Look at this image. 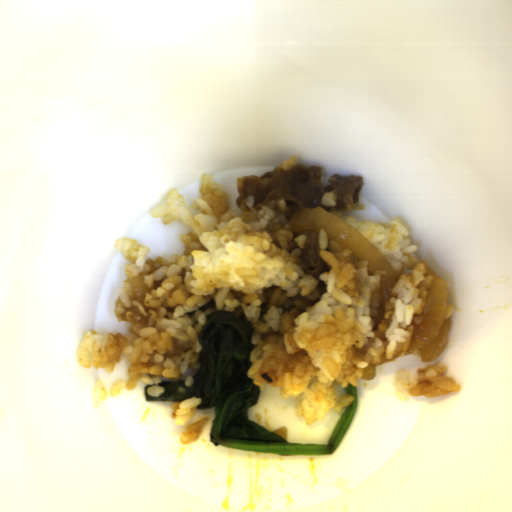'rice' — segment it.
<instances>
[{
    "label": "rice",
    "instance_id": "1",
    "mask_svg": "<svg viewBox=\"0 0 512 512\" xmlns=\"http://www.w3.org/2000/svg\"><path fill=\"white\" fill-rule=\"evenodd\" d=\"M197 198L186 204L178 188L167 191V204L153 218L164 225L181 221L182 254L145 259L149 247L120 237L114 248L132 263L127 277L142 275L150 292L134 299L124 282L114 303L117 322L130 323L122 332L85 333L76 359L83 368L111 374L124 355L128 381L118 379L111 397L144 382L150 396L165 392L162 381L185 380L194 385L202 345L198 335L215 311H230L252 324V350L246 377L262 387L280 386L283 399L301 397L294 411L311 425L329 410L340 412L354 401L352 394L337 398L335 384L357 388L370 363H381L397 352L405 356L414 328L423 321L433 275L411 256L408 229L401 219L389 222L358 220L342 210L329 212L348 222L369 240L397 272L391 297L382 301L381 275L371 274L368 261L317 233L319 255L330 269L318 278L300 259L311 229L293 230L290 221L300 208L283 199L260 207L254 221H243L231 208L224 185L213 176L200 178ZM215 300L216 308H198ZM196 310L192 317L186 312Z\"/></svg>",
    "mask_w": 512,
    "mask_h": 512
},
{
    "label": "rice",
    "instance_id": "2",
    "mask_svg": "<svg viewBox=\"0 0 512 512\" xmlns=\"http://www.w3.org/2000/svg\"><path fill=\"white\" fill-rule=\"evenodd\" d=\"M446 370L445 366L431 365L419 368L416 370V377H412L401 369L393 382L394 394L398 400L403 401L412 396L434 398L459 392L461 388L453 377H443Z\"/></svg>",
    "mask_w": 512,
    "mask_h": 512
},
{
    "label": "rice",
    "instance_id": "3",
    "mask_svg": "<svg viewBox=\"0 0 512 512\" xmlns=\"http://www.w3.org/2000/svg\"><path fill=\"white\" fill-rule=\"evenodd\" d=\"M202 403L201 397H192L183 401H175L170 407L174 424L185 425L197 413L198 406Z\"/></svg>",
    "mask_w": 512,
    "mask_h": 512
},
{
    "label": "rice",
    "instance_id": "4",
    "mask_svg": "<svg viewBox=\"0 0 512 512\" xmlns=\"http://www.w3.org/2000/svg\"><path fill=\"white\" fill-rule=\"evenodd\" d=\"M208 420L209 419L207 417H204L200 421L187 425L179 438L180 443L182 445L192 444L197 441L200 438Z\"/></svg>",
    "mask_w": 512,
    "mask_h": 512
},
{
    "label": "rice",
    "instance_id": "5",
    "mask_svg": "<svg viewBox=\"0 0 512 512\" xmlns=\"http://www.w3.org/2000/svg\"><path fill=\"white\" fill-rule=\"evenodd\" d=\"M108 396V391L105 387V384L102 380V378L96 379L94 385H93V392H92V401L93 405L96 407L99 405L101 401L106 399Z\"/></svg>",
    "mask_w": 512,
    "mask_h": 512
},
{
    "label": "rice",
    "instance_id": "6",
    "mask_svg": "<svg viewBox=\"0 0 512 512\" xmlns=\"http://www.w3.org/2000/svg\"><path fill=\"white\" fill-rule=\"evenodd\" d=\"M338 194L335 191H329L320 198V204L324 207H336Z\"/></svg>",
    "mask_w": 512,
    "mask_h": 512
},
{
    "label": "rice",
    "instance_id": "7",
    "mask_svg": "<svg viewBox=\"0 0 512 512\" xmlns=\"http://www.w3.org/2000/svg\"><path fill=\"white\" fill-rule=\"evenodd\" d=\"M296 164V157L294 156H290L289 159H286V160H283L282 162V169H285V170H291Z\"/></svg>",
    "mask_w": 512,
    "mask_h": 512
},
{
    "label": "rice",
    "instance_id": "8",
    "mask_svg": "<svg viewBox=\"0 0 512 512\" xmlns=\"http://www.w3.org/2000/svg\"><path fill=\"white\" fill-rule=\"evenodd\" d=\"M244 204L249 207L250 209L254 207L255 205V198L254 196L250 195V196H247L246 199L244 200Z\"/></svg>",
    "mask_w": 512,
    "mask_h": 512
},
{
    "label": "rice",
    "instance_id": "9",
    "mask_svg": "<svg viewBox=\"0 0 512 512\" xmlns=\"http://www.w3.org/2000/svg\"><path fill=\"white\" fill-rule=\"evenodd\" d=\"M453 312H454V306H453V304L450 303L447 305L444 320L450 318L451 315L453 314Z\"/></svg>",
    "mask_w": 512,
    "mask_h": 512
}]
</instances>
